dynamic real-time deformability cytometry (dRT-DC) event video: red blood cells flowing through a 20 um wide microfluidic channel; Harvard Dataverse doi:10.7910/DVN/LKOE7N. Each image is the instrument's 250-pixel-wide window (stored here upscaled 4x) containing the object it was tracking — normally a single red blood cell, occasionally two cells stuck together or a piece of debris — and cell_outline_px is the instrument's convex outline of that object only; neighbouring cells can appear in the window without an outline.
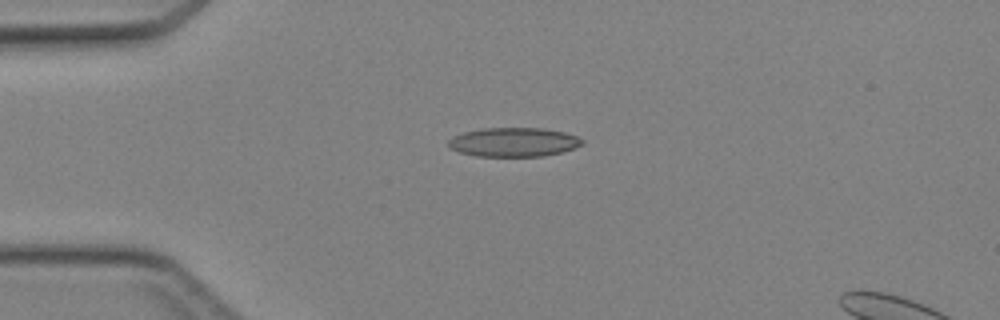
{"species": "Egyptian fruit bat (a non-hibernating species)", "species_latin": "Rousettus aegyptiacus", "temperature_condition": "cold", "stored_images_in_passage": 36, "camera_frame_rate_fps": 3000, "um_per_image_px": 0.085, "animal": {"sex": "female"}, "frame": {"image": 1, "passage_image": 1, "time_ms": 0.0, "image_size_px": [1000, 320], "cell_outline_px": [[584, 144], [560, 152], [544, 156], [476, 156], [460, 152], [448, 148], [448, 140], [452, 136], [464, 132], [484, 128], [544, 128], [564, 132], [576, 136], [584, 140]], "centroid_in_image_um": [43.64, 12.08], "position_along_channel_um": 41.4, "area_um2": 22.66}}
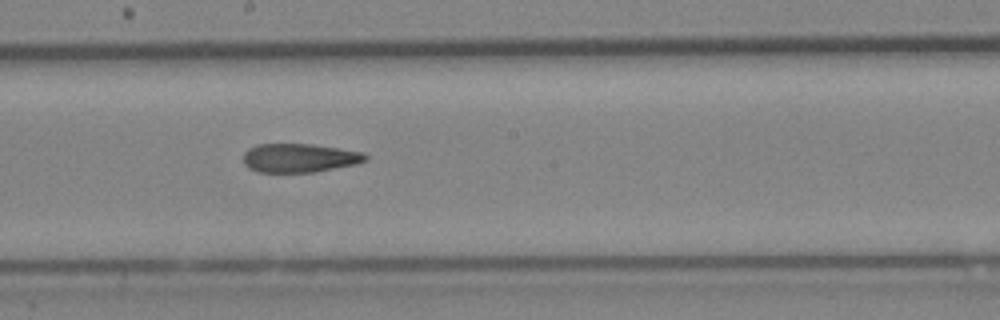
{"frame": {"image": 2, "passage_image": 15, "time_ms": 4.667, "image_size_px": [1000, 320], "cell_outline_px": [[368, 160], [356, 164], [312, 172], [256, 172], [248, 168], [244, 164], [244, 152], [248, 148], [256, 144], [312, 144], [364, 152], [368, 156]], "centroid_in_image_um": [25.44, 13.42], "position_along_channel_um": 222.8, "area_um2": 20.58}}
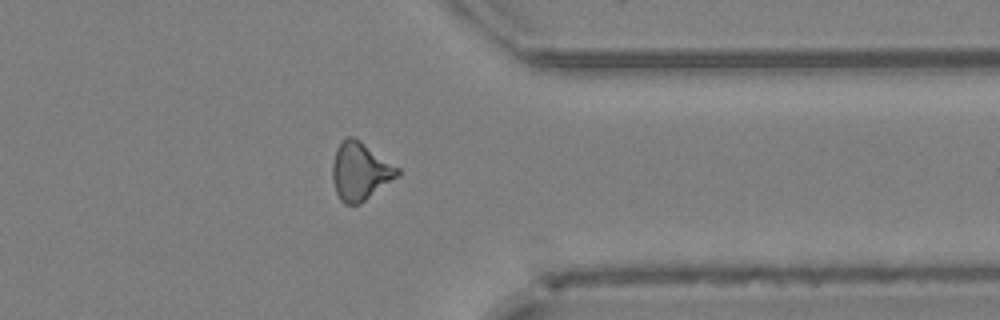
{"frame": {"image": 3, "passage_image": 26, "time_ms": 8.333, "image_size_px": [1000, 320], "cell_outline_px": [[400, 176], [360, 204], [344, 204], [340, 200], [336, 192], [332, 180], [332, 164], [336, 148], [348, 136], [352, 136], [360, 140], [400, 168]], "centroid_in_image_um": [30.63, 14.57], "position_along_channel_um": 380.8, "area_um2": 22.14}}